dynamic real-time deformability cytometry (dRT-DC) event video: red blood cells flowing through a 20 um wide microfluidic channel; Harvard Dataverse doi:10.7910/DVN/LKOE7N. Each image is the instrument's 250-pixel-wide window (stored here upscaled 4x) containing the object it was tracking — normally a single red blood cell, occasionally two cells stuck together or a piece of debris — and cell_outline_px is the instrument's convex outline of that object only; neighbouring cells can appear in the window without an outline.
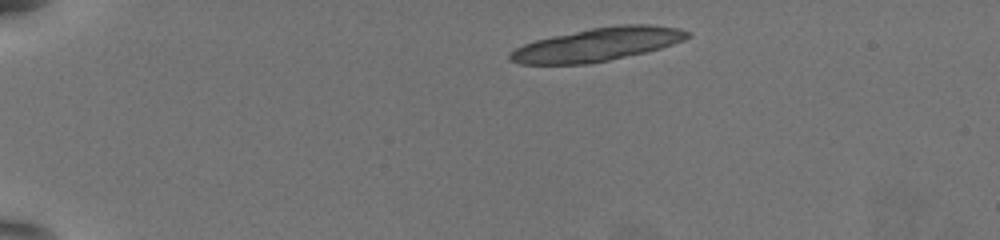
{"species": "common noctule bat (a hibernating species)", "species_latin": "Nyctalus noctula", "temperature_condition": "warm", "stored_images_in_passage": 13, "camera_frame_rate_fps": 3000, "um_per_image_px": 0.085, "animal": {"sex": "female", "body_mass_g": 19.5, "forearm_length_mm": 54.1}, "frame": {"image": 1, "passage_image": 1, "time_ms": 0.0, "image_size_px": [1000, 240], "cell_outline_px": [[692, 36], [684, 40], [660, 48], [644, 52], [608, 60], [588, 64], [520, 64], [508, 60], [508, 56], [516, 48], [524, 44], [536, 40], [552, 36], [592, 28], [616, 24], [648, 24], [676, 28], [692, 32]], "centroid_in_image_um": [50.79, 3.78], "position_along_channel_um": 34.2, "area_um2": 34.22}}